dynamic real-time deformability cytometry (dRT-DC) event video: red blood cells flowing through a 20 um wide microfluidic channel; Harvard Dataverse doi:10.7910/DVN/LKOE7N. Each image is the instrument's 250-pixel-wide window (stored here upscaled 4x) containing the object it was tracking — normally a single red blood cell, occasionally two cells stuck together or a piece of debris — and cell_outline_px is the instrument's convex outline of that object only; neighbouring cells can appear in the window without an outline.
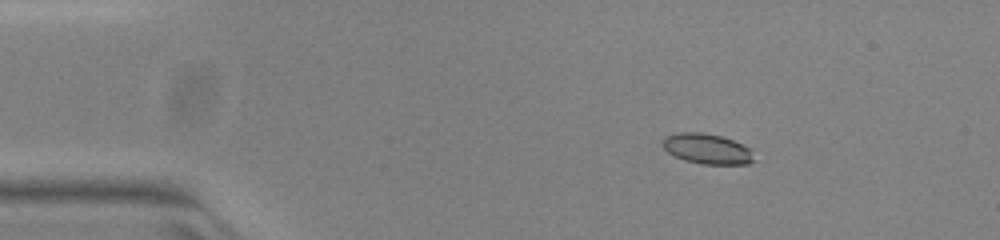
{"species": "common noctule bat (a hibernating species)", "species_latin": "Nyctalus noctula", "temperature_condition": "warm", "stored_images_in_passage": 53, "camera_frame_rate_fps": 3000, "um_per_image_px": 0.085, "animal": {"sex": "female", "body_mass_g": 23.0, "forearm_length_mm": 53.4}, "frame": {"image": 1, "passage_image": 9, "time_ms": 2.667, "image_size_px": [1000, 240], "cell_outline_px": [[752, 160], [748, 164], [704, 164], [684, 160], [668, 152], [664, 148], [664, 136], [676, 132], [700, 132], [720, 136], [744, 144], [752, 148]], "centroid_in_image_um": [60.11, 12.64], "position_along_channel_um": 24.9, "area_um2": 16.01}}
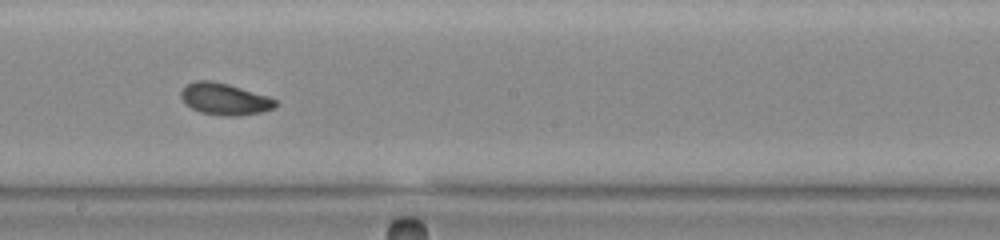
{"frame": {"image": 2, "passage_image": 30, "time_ms": 9.667, "image_size_px": [1000, 240], "cell_outline_px": [[276, 104], [272, 108], [260, 112], [240, 116], [224, 116], [200, 112], [192, 108], [180, 96], [180, 92], [188, 84], [196, 80], [212, 80], [228, 84], [268, 96], [276, 100]], "centroid_in_image_um": [19.09, 8.41], "position_along_channel_um": 229.1, "area_um2": 17.22}}
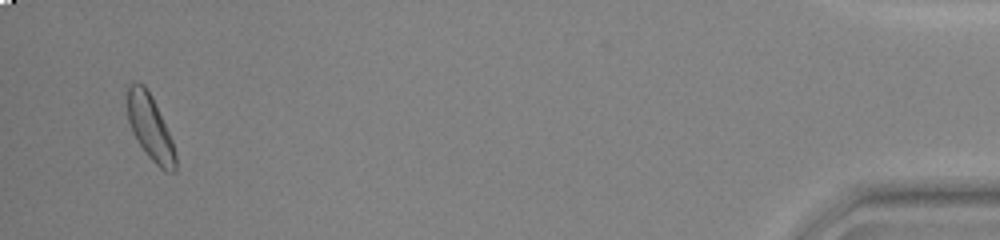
{"frame": {"image": 3, "passage_image": 51, "time_ms": 16.667, "image_size_px": [1000, 240], "cell_outline_px": [[176, 172], [168, 172], [160, 168], [144, 152], [136, 140], [132, 132], [128, 120], [128, 84], [132, 80], [136, 80], [144, 84], [152, 96], [172, 140], [176, 152]], "centroid_in_image_um": [12.76, 10.82], "position_along_channel_um": 422.4, "area_um2": 18.38}, "authors_computed_cell_mechanics": {"area_um2": 16.9932, "velocity_mm_per_s": 3.9655, "shape_relaxation_time_tau1_ms": null, "shape_relaxation_time_tau2_ms": 3.3893, "deformation_change_tau1": null, "deformation_change_tau2": 0.0869}}